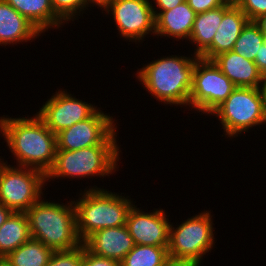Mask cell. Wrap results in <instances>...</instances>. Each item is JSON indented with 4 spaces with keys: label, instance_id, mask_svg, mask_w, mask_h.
<instances>
[{
    "label": "cell",
    "instance_id": "cell-1",
    "mask_svg": "<svg viewBox=\"0 0 266 266\" xmlns=\"http://www.w3.org/2000/svg\"><path fill=\"white\" fill-rule=\"evenodd\" d=\"M0 133L16 160V166L34 168L47 174L56 151V135L35 113L33 117H0ZM18 162V163H17Z\"/></svg>",
    "mask_w": 266,
    "mask_h": 266
},
{
    "label": "cell",
    "instance_id": "cell-3",
    "mask_svg": "<svg viewBox=\"0 0 266 266\" xmlns=\"http://www.w3.org/2000/svg\"><path fill=\"white\" fill-rule=\"evenodd\" d=\"M117 129L100 145L78 150H57L46 182L58 178L106 177L118 171L121 150L117 144ZM93 176V177H92Z\"/></svg>",
    "mask_w": 266,
    "mask_h": 266
},
{
    "label": "cell",
    "instance_id": "cell-16",
    "mask_svg": "<svg viewBox=\"0 0 266 266\" xmlns=\"http://www.w3.org/2000/svg\"><path fill=\"white\" fill-rule=\"evenodd\" d=\"M212 61L236 87L262 88L265 84L256 63L232 50L218 54Z\"/></svg>",
    "mask_w": 266,
    "mask_h": 266
},
{
    "label": "cell",
    "instance_id": "cell-30",
    "mask_svg": "<svg viewBox=\"0 0 266 266\" xmlns=\"http://www.w3.org/2000/svg\"><path fill=\"white\" fill-rule=\"evenodd\" d=\"M153 1L155 5H157L153 6L152 4V9L156 18L162 11L173 9L175 6L183 3L186 0H153Z\"/></svg>",
    "mask_w": 266,
    "mask_h": 266
},
{
    "label": "cell",
    "instance_id": "cell-37",
    "mask_svg": "<svg viewBox=\"0 0 266 266\" xmlns=\"http://www.w3.org/2000/svg\"><path fill=\"white\" fill-rule=\"evenodd\" d=\"M0 157H1V156H0ZM6 164H7V161L4 162V159H1V158H0V173H1L2 168H3Z\"/></svg>",
    "mask_w": 266,
    "mask_h": 266
},
{
    "label": "cell",
    "instance_id": "cell-25",
    "mask_svg": "<svg viewBox=\"0 0 266 266\" xmlns=\"http://www.w3.org/2000/svg\"><path fill=\"white\" fill-rule=\"evenodd\" d=\"M54 12L65 22L74 21L90 7L86 0H51ZM84 10V11H83ZM77 17V18H76Z\"/></svg>",
    "mask_w": 266,
    "mask_h": 266
},
{
    "label": "cell",
    "instance_id": "cell-38",
    "mask_svg": "<svg viewBox=\"0 0 266 266\" xmlns=\"http://www.w3.org/2000/svg\"><path fill=\"white\" fill-rule=\"evenodd\" d=\"M263 93H264V97H265V111H266V81L264 86L262 87Z\"/></svg>",
    "mask_w": 266,
    "mask_h": 266
},
{
    "label": "cell",
    "instance_id": "cell-26",
    "mask_svg": "<svg viewBox=\"0 0 266 266\" xmlns=\"http://www.w3.org/2000/svg\"><path fill=\"white\" fill-rule=\"evenodd\" d=\"M83 243L71 250L53 251L46 266H82Z\"/></svg>",
    "mask_w": 266,
    "mask_h": 266
},
{
    "label": "cell",
    "instance_id": "cell-31",
    "mask_svg": "<svg viewBox=\"0 0 266 266\" xmlns=\"http://www.w3.org/2000/svg\"><path fill=\"white\" fill-rule=\"evenodd\" d=\"M254 62L259 72L266 79V40L261 44L260 51L257 52Z\"/></svg>",
    "mask_w": 266,
    "mask_h": 266
},
{
    "label": "cell",
    "instance_id": "cell-22",
    "mask_svg": "<svg viewBox=\"0 0 266 266\" xmlns=\"http://www.w3.org/2000/svg\"><path fill=\"white\" fill-rule=\"evenodd\" d=\"M53 250L42 242L30 239L10 252L7 259L13 266H46Z\"/></svg>",
    "mask_w": 266,
    "mask_h": 266
},
{
    "label": "cell",
    "instance_id": "cell-28",
    "mask_svg": "<svg viewBox=\"0 0 266 266\" xmlns=\"http://www.w3.org/2000/svg\"><path fill=\"white\" fill-rule=\"evenodd\" d=\"M82 266H121V263L113 259L95 255L91 253L83 244Z\"/></svg>",
    "mask_w": 266,
    "mask_h": 266
},
{
    "label": "cell",
    "instance_id": "cell-19",
    "mask_svg": "<svg viewBox=\"0 0 266 266\" xmlns=\"http://www.w3.org/2000/svg\"><path fill=\"white\" fill-rule=\"evenodd\" d=\"M26 17L43 34L48 29H59L65 22L54 12L51 0H5Z\"/></svg>",
    "mask_w": 266,
    "mask_h": 266
},
{
    "label": "cell",
    "instance_id": "cell-5",
    "mask_svg": "<svg viewBox=\"0 0 266 266\" xmlns=\"http://www.w3.org/2000/svg\"><path fill=\"white\" fill-rule=\"evenodd\" d=\"M25 214L31 238L42 242L53 251L71 250L82 244L76 230L73 200L60 204L41 198Z\"/></svg>",
    "mask_w": 266,
    "mask_h": 266
},
{
    "label": "cell",
    "instance_id": "cell-32",
    "mask_svg": "<svg viewBox=\"0 0 266 266\" xmlns=\"http://www.w3.org/2000/svg\"><path fill=\"white\" fill-rule=\"evenodd\" d=\"M163 266H200L192 261L181 260L169 257Z\"/></svg>",
    "mask_w": 266,
    "mask_h": 266
},
{
    "label": "cell",
    "instance_id": "cell-7",
    "mask_svg": "<svg viewBox=\"0 0 266 266\" xmlns=\"http://www.w3.org/2000/svg\"><path fill=\"white\" fill-rule=\"evenodd\" d=\"M213 225L211 212L206 210L175 225L177 227L171 223L167 247L169 257L201 265L204 255L215 246Z\"/></svg>",
    "mask_w": 266,
    "mask_h": 266
},
{
    "label": "cell",
    "instance_id": "cell-29",
    "mask_svg": "<svg viewBox=\"0 0 266 266\" xmlns=\"http://www.w3.org/2000/svg\"><path fill=\"white\" fill-rule=\"evenodd\" d=\"M196 14L223 6L226 0H186Z\"/></svg>",
    "mask_w": 266,
    "mask_h": 266
},
{
    "label": "cell",
    "instance_id": "cell-34",
    "mask_svg": "<svg viewBox=\"0 0 266 266\" xmlns=\"http://www.w3.org/2000/svg\"><path fill=\"white\" fill-rule=\"evenodd\" d=\"M88 5H90L91 7L97 5L98 7L103 8V10L105 8H107L114 0H86ZM92 4V5H91Z\"/></svg>",
    "mask_w": 266,
    "mask_h": 266
},
{
    "label": "cell",
    "instance_id": "cell-18",
    "mask_svg": "<svg viewBox=\"0 0 266 266\" xmlns=\"http://www.w3.org/2000/svg\"><path fill=\"white\" fill-rule=\"evenodd\" d=\"M195 17L196 13L187 1L173 9L162 11L155 18V36L189 40Z\"/></svg>",
    "mask_w": 266,
    "mask_h": 266
},
{
    "label": "cell",
    "instance_id": "cell-13",
    "mask_svg": "<svg viewBox=\"0 0 266 266\" xmlns=\"http://www.w3.org/2000/svg\"><path fill=\"white\" fill-rule=\"evenodd\" d=\"M165 213L160 208L145 213L133 204L127 215L126 227L134 244L168 247L171 222Z\"/></svg>",
    "mask_w": 266,
    "mask_h": 266
},
{
    "label": "cell",
    "instance_id": "cell-39",
    "mask_svg": "<svg viewBox=\"0 0 266 266\" xmlns=\"http://www.w3.org/2000/svg\"><path fill=\"white\" fill-rule=\"evenodd\" d=\"M238 0H226V2L236 3Z\"/></svg>",
    "mask_w": 266,
    "mask_h": 266
},
{
    "label": "cell",
    "instance_id": "cell-2",
    "mask_svg": "<svg viewBox=\"0 0 266 266\" xmlns=\"http://www.w3.org/2000/svg\"><path fill=\"white\" fill-rule=\"evenodd\" d=\"M191 56H163L143 65L135 77L156 101L187 107L195 63L200 58L195 54Z\"/></svg>",
    "mask_w": 266,
    "mask_h": 266
},
{
    "label": "cell",
    "instance_id": "cell-15",
    "mask_svg": "<svg viewBox=\"0 0 266 266\" xmlns=\"http://www.w3.org/2000/svg\"><path fill=\"white\" fill-rule=\"evenodd\" d=\"M248 21L247 16L235 3L226 2L223 5V18L212 44L199 57L212 60L220 53L233 50L236 40Z\"/></svg>",
    "mask_w": 266,
    "mask_h": 266
},
{
    "label": "cell",
    "instance_id": "cell-8",
    "mask_svg": "<svg viewBox=\"0 0 266 266\" xmlns=\"http://www.w3.org/2000/svg\"><path fill=\"white\" fill-rule=\"evenodd\" d=\"M46 174L34 168L7 164L0 173V203L13 212H26L43 198Z\"/></svg>",
    "mask_w": 266,
    "mask_h": 266
},
{
    "label": "cell",
    "instance_id": "cell-9",
    "mask_svg": "<svg viewBox=\"0 0 266 266\" xmlns=\"http://www.w3.org/2000/svg\"><path fill=\"white\" fill-rule=\"evenodd\" d=\"M234 83L212 60L199 58L194 67L188 106L210 115L234 91Z\"/></svg>",
    "mask_w": 266,
    "mask_h": 266
},
{
    "label": "cell",
    "instance_id": "cell-4",
    "mask_svg": "<svg viewBox=\"0 0 266 266\" xmlns=\"http://www.w3.org/2000/svg\"><path fill=\"white\" fill-rule=\"evenodd\" d=\"M122 194L94 185L85 188L78 200L73 201L76 230L82 243L96 231L126 225L128 212L134 203L129 196Z\"/></svg>",
    "mask_w": 266,
    "mask_h": 266
},
{
    "label": "cell",
    "instance_id": "cell-35",
    "mask_svg": "<svg viewBox=\"0 0 266 266\" xmlns=\"http://www.w3.org/2000/svg\"><path fill=\"white\" fill-rule=\"evenodd\" d=\"M254 22L259 26L260 31L266 36V14L259 16Z\"/></svg>",
    "mask_w": 266,
    "mask_h": 266
},
{
    "label": "cell",
    "instance_id": "cell-27",
    "mask_svg": "<svg viewBox=\"0 0 266 266\" xmlns=\"http://www.w3.org/2000/svg\"><path fill=\"white\" fill-rule=\"evenodd\" d=\"M235 4L244 12L249 21H254L266 14V0H238Z\"/></svg>",
    "mask_w": 266,
    "mask_h": 266
},
{
    "label": "cell",
    "instance_id": "cell-14",
    "mask_svg": "<svg viewBox=\"0 0 266 266\" xmlns=\"http://www.w3.org/2000/svg\"><path fill=\"white\" fill-rule=\"evenodd\" d=\"M83 244L91 253L116 260L119 263L135 245L126 225L96 231Z\"/></svg>",
    "mask_w": 266,
    "mask_h": 266
},
{
    "label": "cell",
    "instance_id": "cell-11",
    "mask_svg": "<svg viewBox=\"0 0 266 266\" xmlns=\"http://www.w3.org/2000/svg\"><path fill=\"white\" fill-rule=\"evenodd\" d=\"M65 91L58 90L53 93L36 113L55 135L91 117L99 109L94 104L72 97V94Z\"/></svg>",
    "mask_w": 266,
    "mask_h": 266
},
{
    "label": "cell",
    "instance_id": "cell-12",
    "mask_svg": "<svg viewBox=\"0 0 266 266\" xmlns=\"http://www.w3.org/2000/svg\"><path fill=\"white\" fill-rule=\"evenodd\" d=\"M116 120L98 109L91 117L56 134L57 150H78L102 144L116 129Z\"/></svg>",
    "mask_w": 266,
    "mask_h": 266
},
{
    "label": "cell",
    "instance_id": "cell-6",
    "mask_svg": "<svg viewBox=\"0 0 266 266\" xmlns=\"http://www.w3.org/2000/svg\"><path fill=\"white\" fill-rule=\"evenodd\" d=\"M210 115L219 118L225 137H238L254 126L266 124L262 88L236 87Z\"/></svg>",
    "mask_w": 266,
    "mask_h": 266
},
{
    "label": "cell",
    "instance_id": "cell-33",
    "mask_svg": "<svg viewBox=\"0 0 266 266\" xmlns=\"http://www.w3.org/2000/svg\"><path fill=\"white\" fill-rule=\"evenodd\" d=\"M13 211L0 203V227L6 222Z\"/></svg>",
    "mask_w": 266,
    "mask_h": 266
},
{
    "label": "cell",
    "instance_id": "cell-36",
    "mask_svg": "<svg viewBox=\"0 0 266 266\" xmlns=\"http://www.w3.org/2000/svg\"><path fill=\"white\" fill-rule=\"evenodd\" d=\"M0 266H13L7 259L0 258Z\"/></svg>",
    "mask_w": 266,
    "mask_h": 266
},
{
    "label": "cell",
    "instance_id": "cell-17",
    "mask_svg": "<svg viewBox=\"0 0 266 266\" xmlns=\"http://www.w3.org/2000/svg\"><path fill=\"white\" fill-rule=\"evenodd\" d=\"M38 36V37H37ZM41 32L5 0H0V45H16L39 38Z\"/></svg>",
    "mask_w": 266,
    "mask_h": 266
},
{
    "label": "cell",
    "instance_id": "cell-10",
    "mask_svg": "<svg viewBox=\"0 0 266 266\" xmlns=\"http://www.w3.org/2000/svg\"><path fill=\"white\" fill-rule=\"evenodd\" d=\"M150 0H114L105 11L111 13L116 28L129 42L145 41L146 35H155V15Z\"/></svg>",
    "mask_w": 266,
    "mask_h": 266
},
{
    "label": "cell",
    "instance_id": "cell-24",
    "mask_svg": "<svg viewBox=\"0 0 266 266\" xmlns=\"http://www.w3.org/2000/svg\"><path fill=\"white\" fill-rule=\"evenodd\" d=\"M266 40V36L260 31L259 26L254 21H248L243 27L233 50L237 54L254 61L260 46Z\"/></svg>",
    "mask_w": 266,
    "mask_h": 266
},
{
    "label": "cell",
    "instance_id": "cell-20",
    "mask_svg": "<svg viewBox=\"0 0 266 266\" xmlns=\"http://www.w3.org/2000/svg\"><path fill=\"white\" fill-rule=\"evenodd\" d=\"M223 18V6L196 14L189 38L196 45L194 54L200 56L211 44Z\"/></svg>",
    "mask_w": 266,
    "mask_h": 266
},
{
    "label": "cell",
    "instance_id": "cell-23",
    "mask_svg": "<svg viewBox=\"0 0 266 266\" xmlns=\"http://www.w3.org/2000/svg\"><path fill=\"white\" fill-rule=\"evenodd\" d=\"M169 258L167 247L134 245L121 266H163Z\"/></svg>",
    "mask_w": 266,
    "mask_h": 266
},
{
    "label": "cell",
    "instance_id": "cell-21",
    "mask_svg": "<svg viewBox=\"0 0 266 266\" xmlns=\"http://www.w3.org/2000/svg\"><path fill=\"white\" fill-rule=\"evenodd\" d=\"M31 239L28 218L25 212H13L0 227V258Z\"/></svg>",
    "mask_w": 266,
    "mask_h": 266
}]
</instances>
